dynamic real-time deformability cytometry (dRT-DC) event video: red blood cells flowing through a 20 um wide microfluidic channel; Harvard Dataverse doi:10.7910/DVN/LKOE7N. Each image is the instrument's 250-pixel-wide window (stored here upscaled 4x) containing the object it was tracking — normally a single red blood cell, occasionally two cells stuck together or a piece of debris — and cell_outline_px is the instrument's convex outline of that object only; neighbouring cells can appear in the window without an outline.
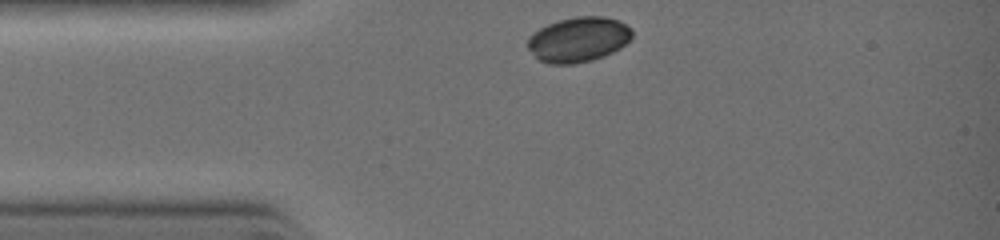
{"species": "common noctule bat (a hibernating species)", "species_latin": "Nyctalus noctula", "temperature_condition": "warm", "stored_images_in_passage": 22, "camera_frame_rate_fps": 3000, "um_per_image_px": 0.085, "animal": {"sex": "female", "body_mass_g": 19.0, "forearm_length_mm": 51.5}, "frame": {"image": 1, "passage_image": 1, "time_ms": 0.0, "image_size_px": [1000, 240], "cell_outline_px": [[632, 36], [620, 48], [604, 56], [592, 60], [572, 64], [548, 64], [540, 60], [528, 48], [528, 40], [540, 28], [548, 24], [560, 20], [576, 16], [604, 16], [616, 20], [632, 28]], "centroid_in_image_um": [49.18, 3.36], "position_along_channel_um": 35.8, "area_um2": 26.99}}
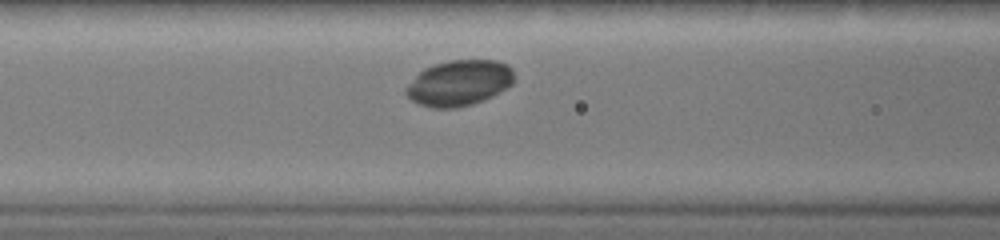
{"frame": {"image": 2, "passage_image": 10, "time_ms": 2.0, "image_size_px": [1000, 240], "cell_outline_px": [[512, 84], [472, 104], [456, 108], [432, 108], [420, 104], [412, 100], [404, 92], [404, 88], [424, 68], [448, 60], [496, 60], [508, 64], [512, 68]], "centroid_in_image_um": [38.98, 7.04], "position_along_channel_um": 127.6, "area_um2": 28.32}}
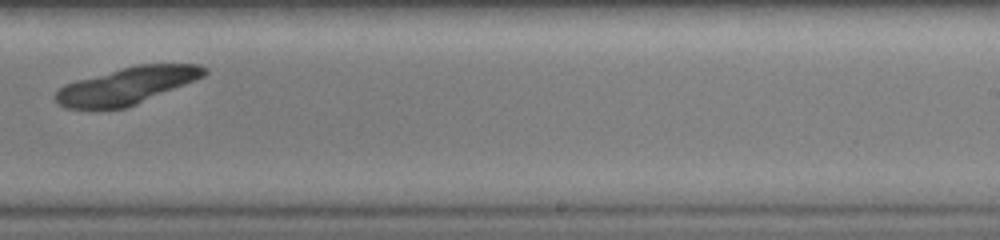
{"frame": {"image": 3, "passage_image": 20, "time_ms": 4.667, "image_size_px": [1000, 240], "cell_outline_px": [[208, 72], [204, 76], [124, 108], [68, 108], [60, 104], [56, 100], [56, 92], [64, 84], [76, 80], [120, 68], [136, 64], [200, 64], [208, 68]], "centroid_in_image_um": [10.79, 7.25], "position_along_channel_um": 278.2, "area_um2": 31.33}}